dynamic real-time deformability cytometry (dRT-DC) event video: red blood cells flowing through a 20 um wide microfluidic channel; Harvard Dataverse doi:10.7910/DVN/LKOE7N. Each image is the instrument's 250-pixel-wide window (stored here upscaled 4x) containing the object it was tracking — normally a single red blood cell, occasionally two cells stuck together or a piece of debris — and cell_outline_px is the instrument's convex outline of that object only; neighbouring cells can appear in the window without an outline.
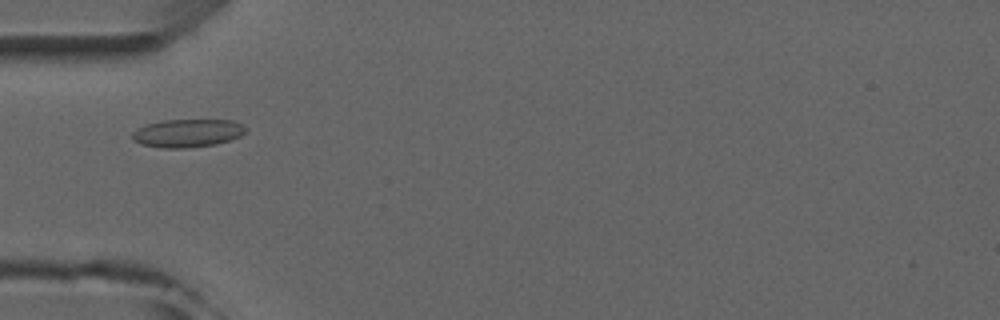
{"species": "common noctule bat (a hibernating species)", "species_latin": "Nyctalus noctula", "temperature_condition": "room temperature", "stored_images_in_passage": 5, "camera_frame_rate_fps": 3000, "um_per_image_px": 0.085, "animal": {"sex": "male", "forearm_length_mm": 52.5}, "frame": {"image": 1, "passage_image": 4, "time_ms": 3.333, "image_size_px": [1000, 320], "cell_outline_px": [[248, 128], [240, 136], [216, 144], [188, 148], [160, 148], [140, 144], [132, 140], [132, 132], [136, 128], [160, 120], [232, 120]], "centroid_in_image_um": [15.89, 11.32], "position_along_channel_um": 69.1, "area_um2": 18.67}}
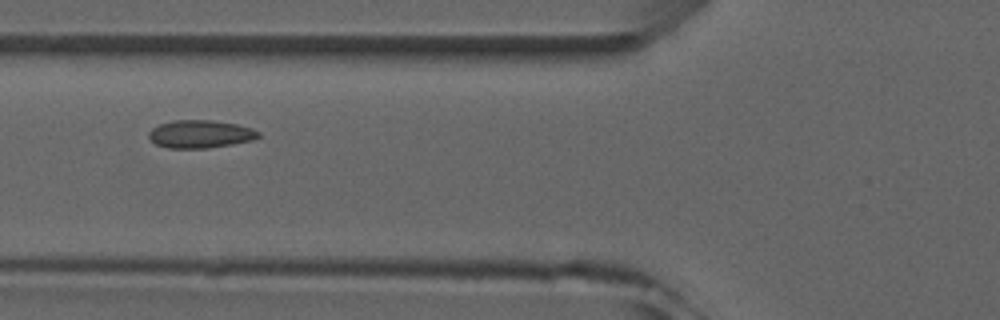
{"frame": {"image": 2, "passage_image": 5, "time_ms": 4.333, "image_size_px": [1000, 320], "cell_outline_px": [[260, 136], [252, 140], [232, 144], [208, 148], [168, 148], [156, 144], [148, 136], [148, 132], [152, 128], [160, 124], [172, 120], [212, 120], [236, 124], [252, 128], [260, 132]], "centroid_in_image_um": [17.02, 11.39], "position_along_channel_um": 108.8, "area_um2": 17.8}}